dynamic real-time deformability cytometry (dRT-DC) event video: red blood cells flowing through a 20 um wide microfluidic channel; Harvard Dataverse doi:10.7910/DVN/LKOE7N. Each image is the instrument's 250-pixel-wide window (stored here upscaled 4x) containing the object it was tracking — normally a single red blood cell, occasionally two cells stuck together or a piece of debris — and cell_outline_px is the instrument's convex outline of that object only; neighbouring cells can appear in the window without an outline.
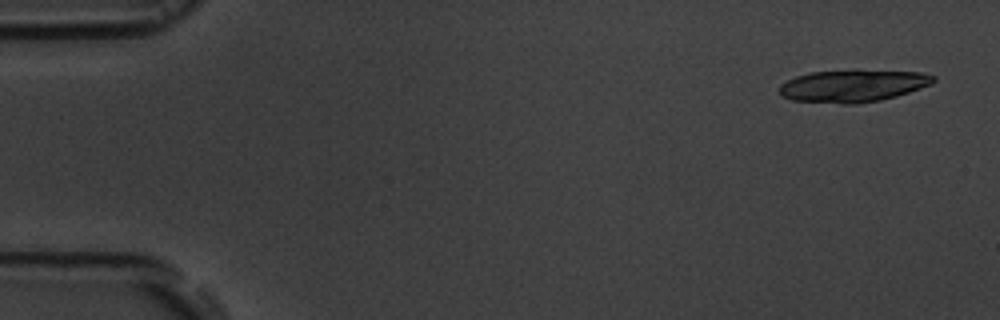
{"species": "common noctule bat (a hibernating species)", "species_latin": "Nyctalus noctula", "temperature_condition": "room temperature", "stored_images_in_passage": 4, "camera_frame_rate_fps": 3000, "um_per_image_px": 0.085, "animal": {"sex": "male", "body_mass_g": 19.5, "forearm_length_mm": 54.6}, "frame": {"image": 1, "passage_image": 1, "time_ms": 0.0, "image_size_px": [1000, 320], "cell_outline_px": [[936, 80], [932, 84], [896, 96], [880, 100], [852, 104], [844, 104], [792, 100], [780, 96], [780, 84], [796, 76], [812, 72], [856, 68], [920, 72], [936, 76]], "centroid_in_image_um": [72.52, 7.26], "position_along_channel_um": 12.5, "area_um2": 29.59}}